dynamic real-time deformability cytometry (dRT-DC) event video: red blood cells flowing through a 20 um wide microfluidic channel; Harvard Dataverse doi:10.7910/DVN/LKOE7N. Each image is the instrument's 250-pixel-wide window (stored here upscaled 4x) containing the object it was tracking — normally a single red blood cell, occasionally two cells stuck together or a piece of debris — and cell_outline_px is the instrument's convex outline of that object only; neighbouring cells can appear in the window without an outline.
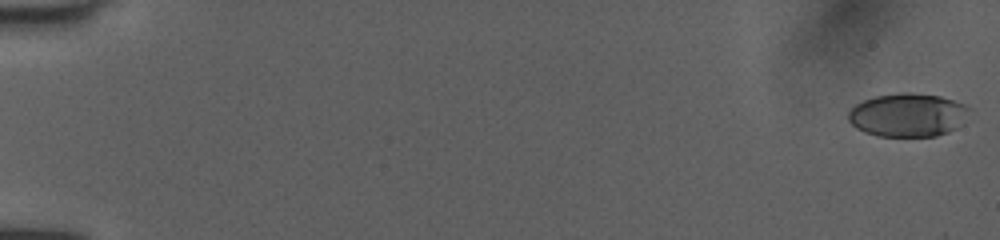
{"species": "human", "species_latin": "Homo sapiens", "temperature_condition": "room temperature", "stored_images_in_passage": 52, "camera_frame_rate_fps": 3000, "um_per_image_px": 0.085, "donor": {"sex": "female"}, "frame": {"image": 1, "passage_image": 1, "time_ms": 0.0, "image_size_px": [1000, 240], "cell_outline_px": [[972, 108], [956, 128], [948, 132], [936, 136], [876, 136], [864, 132], [856, 128], [848, 120], [848, 112], [856, 104], [864, 100], [876, 96], [900, 92], [912, 92], [940, 96], [964, 104]], "centroid_in_image_um": [77.14, 9.77], "position_along_channel_um": 7.9, "area_um2": 30.63}}
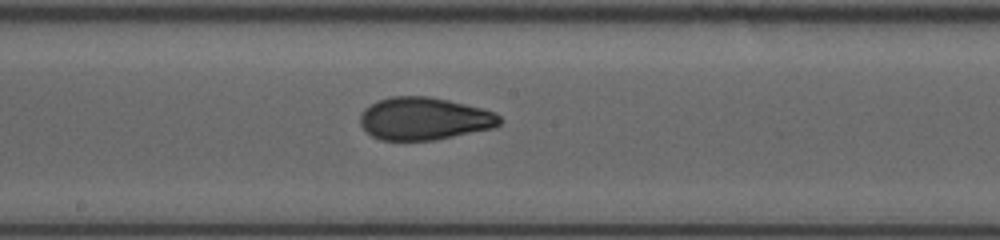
{"frame": {"image": 2, "passage_image": 30, "time_ms": 9.667, "image_size_px": [1000, 240], "cell_outline_px": [[500, 124], [492, 128], [436, 140], [380, 140], [372, 136], [360, 124], [360, 112], [364, 108], [380, 100], [392, 96], [428, 96], [448, 100], [496, 112], [500, 116]], "centroid_in_image_um": [36.04, 10.09], "position_along_channel_um": 212.2, "area_um2": 34.51}}
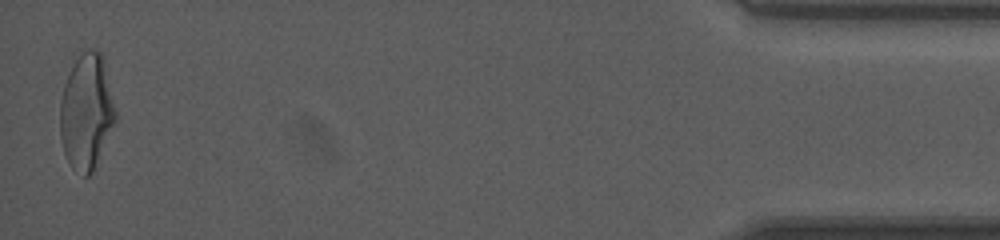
{"frame": {"image": 3, "passage_image": 52, "time_ms": 17.0, "image_size_px": [1000, 240], "cell_outline_px": [[116, 120], [92, 172], [88, 176], [84, 176], [72, 168], [68, 164], [64, 152], [60, 136], [60, 100], [64, 84], [76, 60], [88, 48], [100, 52], [104, 56], [116, 112]], "centroid_in_image_um": [7.35, 9.51], "position_along_channel_um": 427.8, "area_um2": 37.11}, "authors_computed_cell_mechanics": {"area_um2": 34.3621, "velocity_mm_per_s": 4.0358, "shape_relaxation_time_tau1_ms": 6.4018, "shape_relaxation_time_tau2_ms": 1.1725, "deformation_change_tau1": 0.2056, "deformation_change_tau2": 0.0676}}